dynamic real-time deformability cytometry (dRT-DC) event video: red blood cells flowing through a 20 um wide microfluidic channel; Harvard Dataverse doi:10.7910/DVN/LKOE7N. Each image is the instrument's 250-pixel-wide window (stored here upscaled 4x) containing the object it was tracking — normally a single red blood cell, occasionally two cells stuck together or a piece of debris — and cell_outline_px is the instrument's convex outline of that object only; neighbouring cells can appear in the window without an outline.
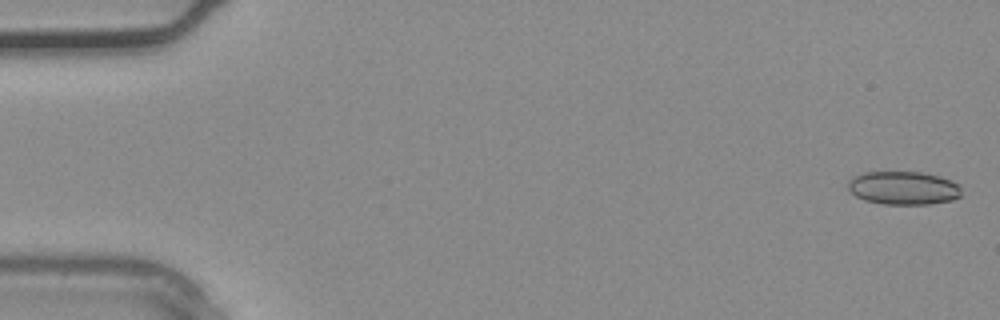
{"species": "common noctule bat (a hibernating species)", "species_latin": "Nyctalus noctula", "temperature_condition": "warm", "stored_images_in_passage": 36, "camera_frame_rate_fps": 3000, "um_per_image_px": 0.085, "animal": {"sex": "male", "body_mass_g": 20.4}, "frame": {"image": 1, "passage_image": 1, "time_ms": 0.0, "image_size_px": [1000, 320], "cell_outline_px": [[960, 196], [952, 200], [928, 204], [884, 204], [864, 200], [856, 196], [848, 188], [848, 180], [864, 172], [920, 172], [940, 176], [952, 180], [960, 188]], "centroid_in_image_um": [76.78, 15.98], "position_along_channel_um": 8.2, "area_um2": 21.91}}
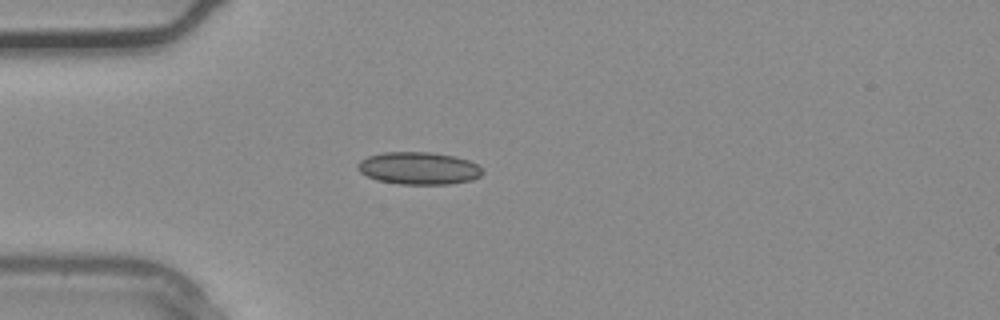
{"frame": {"image": 2, "passage_image": 10, "time_ms": 3.0, "image_size_px": [1000, 320], "cell_outline_px": [[484, 172], [480, 176], [472, 180], [448, 184], [400, 184], [376, 180], [360, 172], [356, 168], [356, 164], [360, 160], [368, 156], [384, 152], [432, 152], [456, 156], [468, 160], [476, 164]], "centroid_in_image_um": [35.57, 14.29], "position_along_channel_um": 49.4, "area_um2": 23.7}}
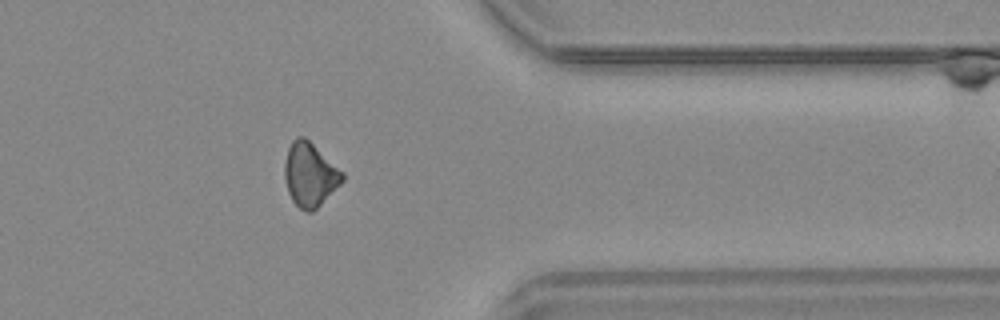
{"frame": {"image": 3, "passage_image": 29, "time_ms": 9.333, "image_size_px": [1000, 320], "cell_outline_px": [[344, 180], [312, 212], [308, 212], [300, 208], [292, 200], [288, 192], [284, 176], [284, 164], [288, 148], [292, 140], [296, 136], [304, 136], [344, 172]], "centroid_in_image_um": [26.33, 14.82], "position_along_channel_um": 385.1, "area_um2": 21.33}}